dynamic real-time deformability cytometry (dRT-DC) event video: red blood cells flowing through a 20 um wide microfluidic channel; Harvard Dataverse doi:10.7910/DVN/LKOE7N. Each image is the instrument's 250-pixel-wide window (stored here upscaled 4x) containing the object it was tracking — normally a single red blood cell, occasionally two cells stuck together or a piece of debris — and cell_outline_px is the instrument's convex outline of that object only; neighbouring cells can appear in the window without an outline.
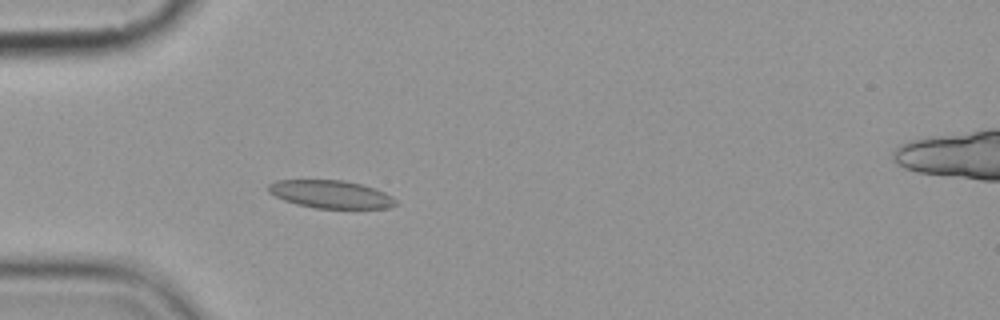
{"species": "common noctule bat (a hibernating species)", "species_latin": "Nyctalus noctula", "temperature_condition": "cold", "stored_images_in_passage": 5, "camera_frame_rate_fps": 3000, "um_per_image_px": 0.085, "animal": {"sex": "female", "body_mass_g": 19.9}, "frame": {"image": 1, "passage_image": 5, "time_ms": 5.333, "image_size_px": [1000, 320], "cell_outline_px": [[396, 204], [388, 208], [316, 208], [296, 204], [284, 200], [268, 192], [268, 184], [276, 180], [344, 180], [360, 184], [384, 192], [392, 196], [396, 200]], "centroid_in_image_um": [28.09, 16.51], "position_along_channel_um": 56.9, "area_um2": 20.52}}